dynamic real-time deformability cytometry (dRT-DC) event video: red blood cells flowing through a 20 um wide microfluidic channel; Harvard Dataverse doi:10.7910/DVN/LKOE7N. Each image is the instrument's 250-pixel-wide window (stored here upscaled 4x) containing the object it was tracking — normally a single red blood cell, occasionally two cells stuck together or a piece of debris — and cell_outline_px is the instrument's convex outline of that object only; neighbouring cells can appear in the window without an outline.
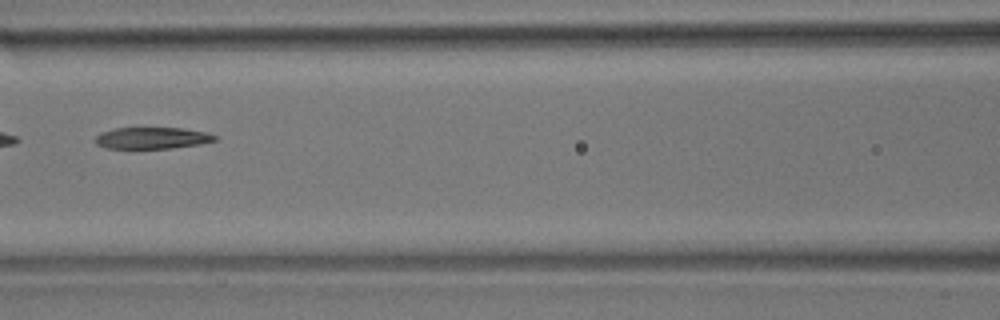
{"species": "common noctule bat (a hibernating species)", "species_latin": "Nyctalus noctula", "temperature_condition": "room temperature", "stored_images_in_passage": 9, "camera_frame_rate_fps": 3000, "um_per_image_px": 0.085, "animal": {"sex": "male", "body_mass_g": 17.9}, "frame": {"image": 1, "passage_image": 6, "time_ms": 1.667, "image_size_px": [1000, 320], "cell_outline_px": [[216, 140], [200, 144], [172, 148], [108, 148], [96, 144], [96, 136], [100, 132], [116, 128], [184, 128], [208, 132], [216, 136]], "centroid_in_image_um": [12.95, 11.72], "position_along_channel_um": 153.6, "area_um2": 14.97}}
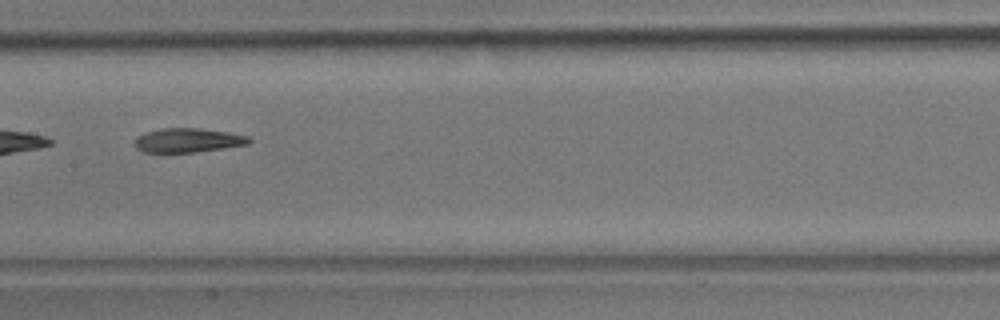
{"frame": {"image": 2, "passage_image": 7, "time_ms": 2.0, "image_size_px": [1000, 320], "cell_outline_px": [[252, 140], [248, 144], [224, 148], [192, 152], [144, 152], [136, 148], [132, 144], [132, 140], [136, 136], [144, 132], [164, 128], [200, 128], [228, 132], [248, 136]], "centroid_in_image_um": [15.91, 11.92], "position_along_channel_um": 191.5, "area_um2": 16.24}}
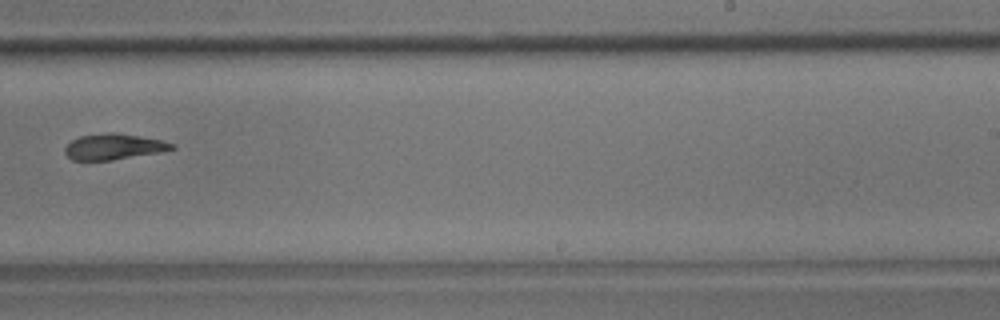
{"frame": {"image": 3, "passage_image": 9, "time_ms": 2.667, "image_size_px": [1000, 320], "cell_outline_px": [[176, 148], [160, 152], [112, 160], [72, 160], [64, 152], [64, 148], [72, 140], [80, 136], [108, 132], [116, 132], [160, 140], [172, 144]], "centroid_in_image_um": [9.63, 12.47], "position_along_channel_um": 279.4, "area_um2": 15.9}}